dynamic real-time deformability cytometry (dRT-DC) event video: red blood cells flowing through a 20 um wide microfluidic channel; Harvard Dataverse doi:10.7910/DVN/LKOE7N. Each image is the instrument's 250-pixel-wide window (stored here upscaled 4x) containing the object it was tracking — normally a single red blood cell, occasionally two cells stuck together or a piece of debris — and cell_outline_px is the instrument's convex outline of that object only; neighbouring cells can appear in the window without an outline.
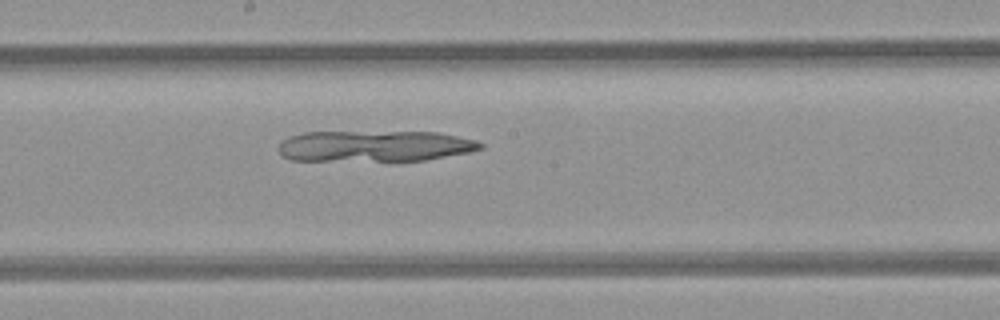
{"species": "common noctule bat (a hibernating species)", "species_latin": "Nyctalus noctula", "temperature_condition": "room temperature", "stored_images_in_passage": 10, "camera_frame_rate_fps": 3000, "um_per_image_px": 0.085, "animal": {"sex": "female", "body_mass_g": 21.9}, "frame": {"image": 1, "passage_image": 10, "time_ms": 11.333, "image_size_px": [1000, 320], "cell_outline_px": [[484, 148], [468, 152], [424, 160], [292, 160], [284, 156], [280, 152], [280, 140], [288, 136], [304, 132], [436, 132], [476, 140], [484, 144]], "centroid_in_image_um": [31.84, 12.4], "position_along_channel_um": 216.4, "area_um2": 36.24}}